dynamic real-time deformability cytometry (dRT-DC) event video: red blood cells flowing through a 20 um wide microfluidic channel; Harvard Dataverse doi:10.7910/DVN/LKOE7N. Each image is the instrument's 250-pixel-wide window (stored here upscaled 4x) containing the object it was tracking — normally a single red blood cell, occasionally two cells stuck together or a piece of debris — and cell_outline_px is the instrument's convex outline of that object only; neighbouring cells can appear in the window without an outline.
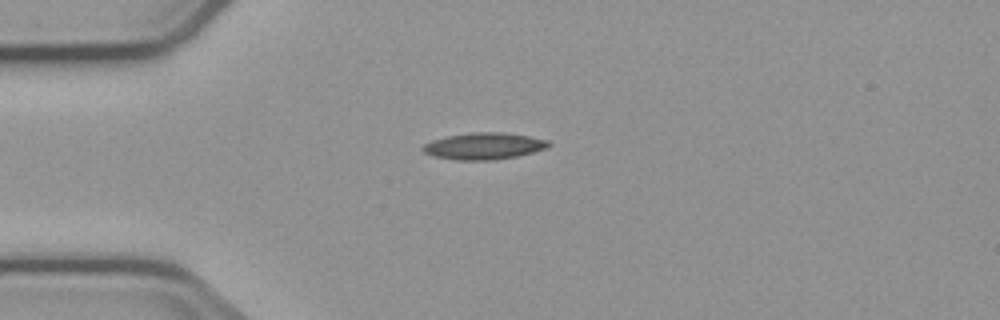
{"species": "common noctule bat (a hibernating species)", "species_latin": "Nyctalus noctula", "temperature_condition": "cold", "stored_images_in_passage": 6, "camera_frame_rate_fps": 3000, "um_per_image_px": 0.085, "animal": {"sex": "male", "body_mass_g": 23.1, "forearm_length_mm": 52.7}, "frame": {"image": 1, "passage_image": 6, "time_ms": 5.667, "image_size_px": [1000, 320], "cell_outline_px": [[552, 144], [544, 148], [532, 152], [516, 156], [492, 160], [456, 160], [436, 156], [424, 152], [420, 148], [424, 144], [432, 140], [448, 136], [468, 132], [504, 132], [528, 136], [548, 140]], "centroid_in_image_um": [41.11, 12.4], "position_along_channel_um": 43.9, "area_um2": 19.42}}